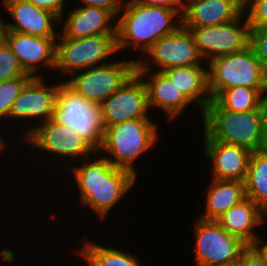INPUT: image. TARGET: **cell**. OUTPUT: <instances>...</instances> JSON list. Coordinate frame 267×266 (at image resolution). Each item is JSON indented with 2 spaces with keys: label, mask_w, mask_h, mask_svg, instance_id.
Returning a JSON list of instances; mask_svg holds the SVG:
<instances>
[{
  "label": "cell",
  "mask_w": 267,
  "mask_h": 266,
  "mask_svg": "<svg viewBox=\"0 0 267 266\" xmlns=\"http://www.w3.org/2000/svg\"><path fill=\"white\" fill-rule=\"evenodd\" d=\"M245 198L244 181L213 179L206 197V211L200 218L216 221Z\"/></svg>",
  "instance_id": "obj_23"
},
{
  "label": "cell",
  "mask_w": 267,
  "mask_h": 266,
  "mask_svg": "<svg viewBox=\"0 0 267 266\" xmlns=\"http://www.w3.org/2000/svg\"><path fill=\"white\" fill-rule=\"evenodd\" d=\"M266 215L254 201L246 197L216 221L231 235L240 238L248 246H254L259 237L254 234L253 229L262 225Z\"/></svg>",
  "instance_id": "obj_19"
},
{
  "label": "cell",
  "mask_w": 267,
  "mask_h": 266,
  "mask_svg": "<svg viewBox=\"0 0 267 266\" xmlns=\"http://www.w3.org/2000/svg\"><path fill=\"white\" fill-rule=\"evenodd\" d=\"M155 125L150 118H140L105 127L98 152L107 151L113 155L114 159H107L114 167L137 175L133 162L158 139Z\"/></svg>",
  "instance_id": "obj_5"
},
{
  "label": "cell",
  "mask_w": 267,
  "mask_h": 266,
  "mask_svg": "<svg viewBox=\"0 0 267 266\" xmlns=\"http://www.w3.org/2000/svg\"><path fill=\"white\" fill-rule=\"evenodd\" d=\"M5 145V140H3V137H0V151L4 150V147H6Z\"/></svg>",
  "instance_id": "obj_39"
},
{
  "label": "cell",
  "mask_w": 267,
  "mask_h": 266,
  "mask_svg": "<svg viewBox=\"0 0 267 266\" xmlns=\"http://www.w3.org/2000/svg\"><path fill=\"white\" fill-rule=\"evenodd\" d=\"M10 12L12 23H7L9 31L40 37H58L53 24L60 19L52 12L39 8L24 0H3Z\"/></svg>",
  "instance_id": "obj_17"
},
{
  "label": "cell",
  "mask_w": 267,
  "mask_h": 266,
  "mask_svg": "<svg viewBox=\"0 0 267 266\" xmlns=\"http://www.w3.org/2000/svg\"><path fill=\"white\" fill-rule=\"evenodd\" d=\"M58 85L46 86L42 76L32 77L12 103L9 118H42V123L53 118Z\"/></svg>",
  "instance_id": "obj_14"
},
{
  "label": "cell",
  "mask_w": 267,
  "mask_h": 266,
  "mask_svg": "<svg viewBox=\"0 0 267 266\" xmlns=\"http://www.w3.org/2000/svg\"><path fill=\"white\" fill-rule=\"evenodd\" d=\"M33 76L26 73L14 79L0 82V118H8L15 98Z\"/></svg>",
  "instance_id": "obj_27"
},
{
  "label": "cell",
  "mask_w": 267,
  "mask_h": 266,
  "mask_svg": "<svg viewBox=\"0 0 267 266\" xmlns=\"http://www.w3.org/2000/svg\"><path fill=\"white\" fill-rule=\"evenodd\" d=\"M262 240L260 237L257 239L256 243L254 246L259 250V252L265 257L267 261V242L264 245L262 244Z\"/></svg>",
  "instance_id": "obj_37"
},
{
  "label": "cell",
  "mask_w": 267,
  "mask_h": 266,
  "mask_svg": "<svg viewBox=\"0 0 267 266\" xmlns=\"http://www.w3.org/2000/svg\"><path fill=\"white\" fill-rule=\"evenodd\" d=\"M149 81L144 80L148 92V105L160 107L169 118L180 115L191 103L186 95L162 71L150 74Z\"/></svg>",
  "instance_id": "obj_22"
},
{
  "label": "cell",
  "mask_w": 267,
  "mask_h": 266,
  "mask_svg": "<svg viewBox=\"0 0 267 266\" xmlns=\"http://www.w3.org/2000/svg\"><path fill=\"white\" fill-rule=\"evenodd\" d=\"M151 58L146 62H136V72L142 77L150 70L151 62L159 65L158 71H163L172 67L201 65L203 59L197 48L193 36L189 29L182 25L172 34L163 36L154 43L147 51L146 55ZM156 63V64H155Z\"/></svg>",
  "instance_id": "obj_11"
},
{
  "label": "cell",
  "mask_w": 267,
  "mask_h": 266,
  "mask_svg": "<svg viewBox=\"0 0 267 266\" xmlns=\"http://www.w3.org/2000/svg\"><path fill=\"white\" fill-rule=\"evenodd\" d=\"M114 19L115 16L108 10L80 6L69 13L62 35L66 38H87L98 34H116V24L109 25Z\"/></svg>",
  "instance_id": "obj_20"
},
{
  "label": "cell",
  "mask_w": 267,
  "mask_h": 266,
  "mask_svg": "<svg viewBox=\"0 0 267 266\" xmlns=\"http://www.w3.org/2000/svg\"><path fill=\"white\" fill-rule=\"evenodd\" d=\"M16 55L7 43L0 47V82L25 75Z\"/></svg>",
  "instance_id": "obj_28"
},
{
  "label": "cell",
  "mask_w": 267,
  "mask_h": 266,
  "mask_svg": "<svg viewBox=\"0 0 267 266\" xmlns=\"http://www.w3.org/2000/svg\"><path fill=\"white\" fill-rule=\"evenodd\" d=\"M80 254L91 266H141L130 253L86 242Z\"/></svg>",
  "instance_id": "obj_26"
},
{
  "label": "cell",
  "mask_w": 267,
  "mask_h": 266,
  "mask_svg": "<svg viewBox=\"0 0 267 266\" xmlns=\"http://www.w3.org/2000/svg\"><path fill=\"white\" fill-rule=\"evenodd\" d=\"M244 13L245 11L237 19L224 24L185 27L191 32L201 57L208 59L207 63L216 57L239 52L250 46L251 27ZM241 20L244 24H240Z\"/></svg>",
  "instance_id": "obj_10"
},
{
  "label": "cell",
  "mask_w": 267,
  "mask_h": 266,
  "mask_svg": "<svg viewBox=\"0 0 267 266\" xmlns=\"http://www.w3.org/2000/svg\"><path fill=\"white\" fill-rule=\"evenodd\" d=\"M2 20L0 16V47L3 46L7 41V35L9 32L7 23Z\"/></svg>",
  "instance_id": "obj_36"
},
{
  "label": "cell",
  "mask_w": 267,
  "mask_h": 266,
  "mask_svg": "<svg viewBox=\"0 0 267 266\" xmlns=\"http://www.w3.org/2000/svg\"><path fill=\"white\" fill-rule=\"evenodd\" d=\"M85 6H93L110 11L113 15L121 13L123 1L120 0H81ZM122 4H121V3Z\"/></svg>",
  "instance_id": "obj_33"
},
{
  "label": "cell",
  "mask_w": 267,
  "mask_h": 266,
  "mask_svg": "<svg viewBox=\"0 0 267 266\" xmlns=\"http://www.w3.org/2000/svg\"><path fill=\"white\" fill-rule=\"evenodd\" d=\"M262 150L267 151V100L264 102Z\"/></svg>",
  "instance_id": "obj_35"
},
{
  "label": "cell",
  "mask_w": 267,
  "mask_h": 266,
  "mask_svg": "<svg viewBox=\"0 0 267 266\" xmlns=\"http://www.w3.org/2000/svg\"><path fill=\"white\" fill-rule=\"evenodd\" d=\"M181 24L183 27H205L228 23L243 12L236 0H186Z\"/></svg>",
  "instance_id": "obj_18"
},
{
  "label": "cell",
  "mask_w": 267,
  "mask_h": 266,
  "mask_svg": "<svg viewBox=\"0 0 267 266\" xmlns=\"http://www.w3.org/2000/svg\"><path fill=\"white\" fill-rule=\"evenodd\" d=\"M204 152L213 161V179L245 181L251 151L245 147L204 140Z\"/></svg>",
  "instance_id": "obj_16"
},
{
  "label": "cell",
  "mask_w": 267,
  "mask_h": 266,
  "mask_svg": "<svg viewBox=\"0 0 267 266\" xmlns=\"http://www.w3.org/2000/svg\"><path fill=\"white\" fill-rule=\"evenodd\" d=\"M136 62H106L80 71V74L64 82L92 104H101L136 72Z\"/></svg>",
  "instance_id": "obj_9"
},
{
  "label": "cell",
  "mask_w": 267,
  "mask_h": 266,
  "mask_svg": "<svg viewBox=\"0 0 267 266\" xmlns=\"http://www.w3.org/2000/svg\"><path fill=\"white\" fill-rule=\"evenodd\" d=\"M53 119L73 129L99 151L104 132L100 104H92L65 82L59 83Z\"/></svg>",
  "instance_id": "obj_6"
},
{
  "label": "cell",
  "mask_w": 267,
  "mask_h": 266,
  "mask_svg": "<svg viewBox=\"0 0 267 266\" xmlns=\"http://www.w3.org/2000/svg\"><path fill=\"white\" fill-rule=\"evenodd\" d=\"M244 184L246 197L267 214V151L251 152Z\"/></svg>",
  "instance_id": "obj_24"
},
{
  "label": "cell",
  "mask_w": 267,
  "mask_h": 266,
  "mask_svg": "<svg viewBox=\"0 0 267 266\" xmlns=\"http://www.w3.org/2000/svg\"><path fill=\"white\" fill-rule=\"evenodd\" d=\"M100 107L103 128L124 121L149 118L148 92L144 79L135 72Z\"/></svg>",
  "instance_id": "obj_12"
},
{
  "label": "cell",
  "mask_w": 267,
  "mask_h": 266,
  "mask_svg": "<svg viewBox=\"0 0 267 266\" xmlns=\"http://www.w3.org/2000/svg\"><path fill=\"white\" fill-rule=\"evenodd\" d=\"M35 127L26 130L24 140L44 152L66 158L85 157V160L88 158L87 156L91 157L90 154L98 153L77 132L68 126L57 123L53 118Z\"/></svg>",
  "instance_id": "obj_13"
},
{
  "label": "cell",
  "mask_w": 267,
  "mask_h": 266,
  "mask_svg": "<svg viewBox=\"0 0 267 266\" xmlns=\"http://www.w3.org/2000/svg\"><path fill=\"white\" fill-rule=\"evenodd\" d=\"M58 37H40L9 31L6 43L16 55L21 67L33 77L38 65L55 67L56 40Z\"/></svg>",
  "instance_id": "obj_15"
},
{
  "label": "cell",
  "mask_w": 267,
  "mask_h": 266,
  "mask_svg": "<svg viewBox=\"0 0 267 266\" xmlns=\"http://www.w3.org/2000/svg\"><path fill=\"white\" fill-rule=\"evenodd\" d=\"M196 266H237L248 245L217 221L198 218L195 225Z\"/></svg>",
  "instance_id": "obj_7"
},
{
  "label": "cell",
  "mask_w": 267,
  "mask_h": 266,
  "mask_svg": "<svg viewBox=\"0 0 267 266\" xmlns=\"http://www.w3.org/2000/svg\"><path fill=\"white\" fill-rule=\"evenodd\" d=\"M123 7L125 10L116 23L117 52L132 45L146 52L159 39L172 34L182 25L181 16L174 19L180 13L171 8L132 1L122 5V11Z\"/></svg>",
  "instance_id": "obj_2"
},
{
  "label": "cell",
  "mask_w": 267,
  "mask_h": 266,
  "mask_svg": "<svg viewBox=\"0 0 267 266\" xmlns=\"http://www.w3.org/2000/svg\"><path fill=\"white\" fill-rule=\"evenodd\" d=\"M207 65L212 100L222 90L237 86L255 88L267 99V72L251 45L245 50L216 57Z\"/></svg>",
  "instance_id": "obj_4"
},
{
  "label": "cell",
  "mask_w": 267,
  "mask_h": 266,
  "mask_svg": "<svg viewBox=\"0 0 267 266\" xmlns=\"http://www.w3.org/2000/svg\"><path fill=\"white\" fill-rule=\"evenodd\" d=\"M242 7L245 8V6L251 1V0H236Z\"/></svg>",
  "instance_id": "obj_38"
},
{
  "label": "cell",
  "mask_w": 267,
  "mask_h": 266,
  "mask_svg": "<svg viewBox=\"0 0 267 266\" xmlns=\"http://www.w3.org/2000/svg\"><path fill=\"white\" fill-rule=\"evenodd\" d=\"M237 266H267V261L255 246H248L242 252Z\"/></svg>",
  "instance_id": "obj_31"
},
{
  "label": "cell",
  "mask_w": 267,
  "mask_h": 266,
  "mask_svg": "<svg viewBox=\"0 0 267 266\" xmlns=\"http://www.w3.org/2000/svg\"><path fill=\"white\" fill-rule=\"evenodd\" d=\"M132 2H137L143 5H158V6H164L167 8L174 9L178 11L182 15L184 7H185V1L184 0H130Z\"/></svg>",
  "instance_id": "obj_34"
},
{
  "label": "cell",
  "mask_w": 267,
  "mask_h": 266,
  "mask_svg": "<svg viewBox=\"0 0 267 266\" xmlns=\"http://www.w3.org/2000/svg\"><path fill=\"white\" fill-rule=\"evenodd\" d=\"M56 43L55 67L63 74L83 71L105 64L104 60L117 52L116 34H98L87 38L61 36Z\"/></svg>",
  "instance_id": "obj_8"
},
{
  "label": "cell",
  "mask_w": 267,
  "mask_h": 266,
  "mask_svg": "<svg viewBox=\"0 0 267 266\" xmlns=\"http://www.w3.org/2000/svg\"><path fill=\"white\" fill-rule=\"evenodd\" d=\"M203 112L212 101L208 70L202 65L172 67L162 71Z\"/></svg>",
  "instance_id": "obj_21"
},
{
  "label": "cell",
  "mask_w": 267,
  "mask_h": 266,
  "mask_svg": "<svg viewBox=\"0 0 267 266\" xmlns=\"http://www.w3.org/2000/svg\"><path fill=\"white\" fill-rule=\"evenodd\" d=\"M26 2H29L31 4H34L35 6L48 10L52 12L54 15H56L61 22L63 18V8H64V2L65 0H24Z\"/></svg>",
  "instance_id": "obj_32"
},
{
  "label": "cell",
  "mask_w": 267,
  "mask_h": 266,
  "mask_svg": "<svg viewBox=\"0 0 267 266\" xmlns=\"http://www.w3.org/2000/svg\"><path fill=\"white\" fill-rule=\"evenodd\" d=\"M214 100L223 109L247 112L258 109L267 99L255 88L237 86L222 90Z\"/></svg>",
  "instance_id": "obj_25"
},
{
  "label": "cell",
  "mask_w": 267,
  "mask_h": 266,
  "mask_svg": "<svg viewBox=\"0 0 267 266\" xmlns=\"http://www.w3.org/2000/svg\"><path fill=\"white\" fill-rule=\"evenodd\" d=\"M72 172L80 190L81 203L93 209L100 218H105L136 183L135 174L114 167L107 156L75 167Z\"/></svg>",
  "instance_id": "obj_1"
},
{
  "label": "cell",
  "mask_w": 267,
  "mask_h": 266,
  "mask_svg": "<svg viewBox=\"0 0 267 266\" xmlns=\"http://www.w3.org/2000/svg\"><path fill=\"white\" fill-rule=\"evenodd\" d=\"M245 7L249 9L244 11L250 27L267 26V0H251Z\"/></svg>",
  "instance_id": "obj_29"
},
{
  "label": "cell",
  "mask_w": 267,
  "mask_h": 266,
  "mask_svg": "<svg viewBox=\"0 0 267 266\" xmlns=\"http://www.w3.org/2000/svg\"><path fill=\"white\" fill-rule=\"evenodd\" d=\"M267 72V26L251 27V44Z\"/></svg>",
  "instance_id": "obj_30"
},
{
  "label": "cell",
  "mask_w": 267,
  "mask_h": 266,
  "mask_svg": "<svg viewBox=\"0 0 267 266\" xmlns=\"http://www.w3.org/2000/svg\"><path fill=\"white\" fill-rule=\"evenodd\" d=\"M201 114L204 140L242 146L251 152L262 150L264 103L255 110L233 112L213 99Z\"/></svg>",
  "instance_id": "obj_3"
}]
</instances>
